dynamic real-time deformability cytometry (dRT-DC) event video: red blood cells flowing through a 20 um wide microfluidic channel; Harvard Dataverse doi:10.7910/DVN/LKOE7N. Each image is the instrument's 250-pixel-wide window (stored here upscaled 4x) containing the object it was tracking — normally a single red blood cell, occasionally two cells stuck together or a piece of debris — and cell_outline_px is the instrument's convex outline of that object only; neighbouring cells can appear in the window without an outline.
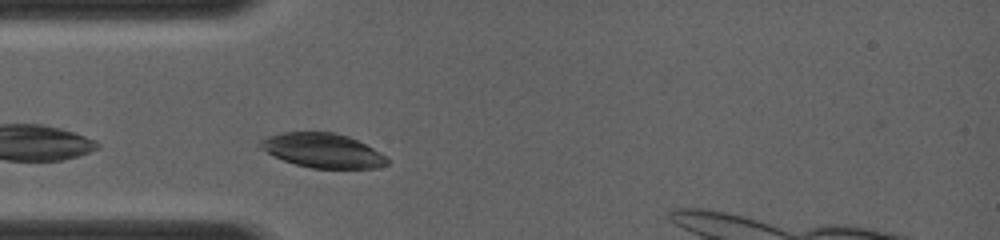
{"species": "common noctule bat (a hibernating species)", "species_latin": "Nyctalus noctula", "temperature_condition": "room temperature", "stored_images_in_passage": 10, "camera_frame_rate_fps": 4000, "um_per_image_px": 0.085, "animal": {"sex": "female", "body_mass_g": 19.0, "forearm_length_mm": 56.7}, "frame": {"image": 1, "passage_image": 2, "time_ms": 0.5, "image_size_px": [1000, 240], "cell_outline_px": [[388, 164], [376, 168], [312, 168], [296, 164], [284, 160], [268, 152], [260, 144], [264, 140], [272, 136], [284, 132], [332, 132], [348, 136], [372, 148], [384, 156], [388, 160]], "centroid_in_image_um": [27.49, 12.8], "position_along_channel_um": 57.5, "area_um2": 24.57}}
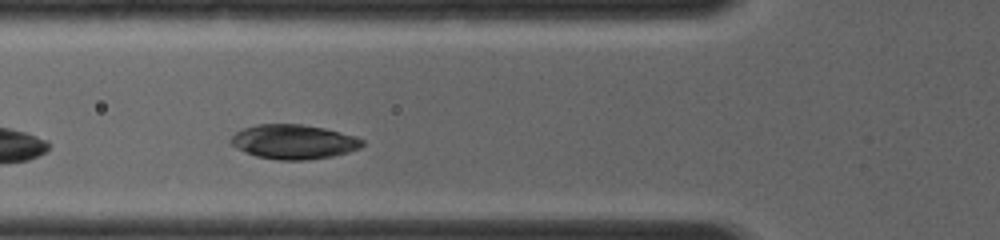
{"frame": {"image": 2, "passage_image": 5, "time_ms": 1.5, "image_size_px": [1000, 240], "cell_outline_px": [[364, 144], [360, 148], [332, 156], [304, 160], [280, 160], [256, 156], [232, 144], [232, 136], [236, 132], [244, 128], [256, 124], [300, 124], [324, 128], [352, 136], [364, 140]], "centroid_in_image_um": [24.97, 12.05], "position_along_channel_um": 100.8, "area_um2": 25.84}}
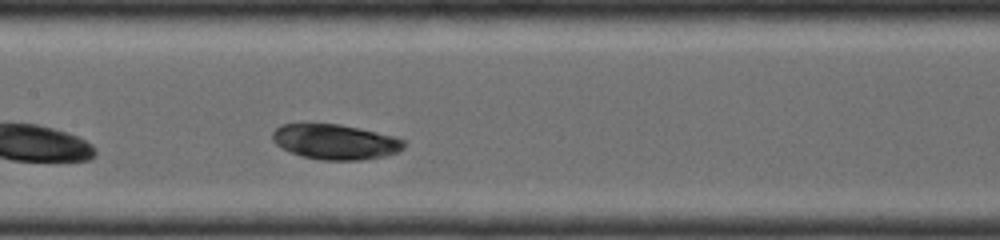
{"frame": {"image": 3, "passage_image": 10, "time_ms": 3.25, "image_size_px": [1000, 240], "cell_outline_px": [[404, 144], [396, 152], [384, 156], [360, 160], [320, 160], [304, 156], [292, 152], [276, 144], [272, 136], [272, 132], [280, 124], [340, 124], [392, 136], [404, 140]], "centroid_in_image_um": [28.46, 12.05], "position_along_channel_um": 178.9, "area_um2": 26.36}}